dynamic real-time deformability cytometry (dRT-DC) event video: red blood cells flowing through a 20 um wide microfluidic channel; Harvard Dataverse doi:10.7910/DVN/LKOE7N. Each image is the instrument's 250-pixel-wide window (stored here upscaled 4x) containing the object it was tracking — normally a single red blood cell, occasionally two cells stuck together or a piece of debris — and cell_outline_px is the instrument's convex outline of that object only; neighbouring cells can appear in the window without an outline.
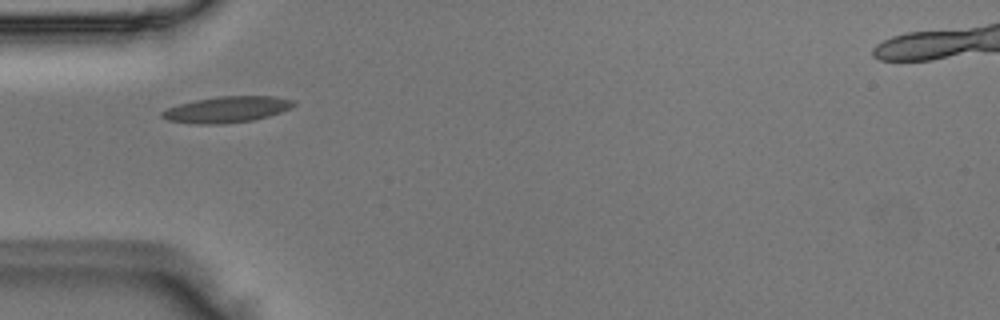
{"species": "Egyptian fruit bat (a non-hibernating species)", "species_latin": "Rousettus aegyptiacus", "temperature_condition": "room temperature", "stored_images_in_passage": 3, "camera_frame_rate_fps": 3000, "um_per_image_px": 0.085, "animal": {"sex": "male"}, "frame": {"image": 1, "passage_image": 2, "time_ms": 0.333, "image_size_px": [1000, 320], "cell_outline_px": [[296, 104], [280, 112], [268, 116], [252, 120], [216, 124], [196, 124], [168, 120], [160, 116], [160, 112], [168, 108], [180, 104], [196, 100], [220, 96], [272, 96], [292, 100]], "centroid_in_image_um": [19.25, 9.3], "position_along_channel_um": 65.8, "area_um2": 19.65}}
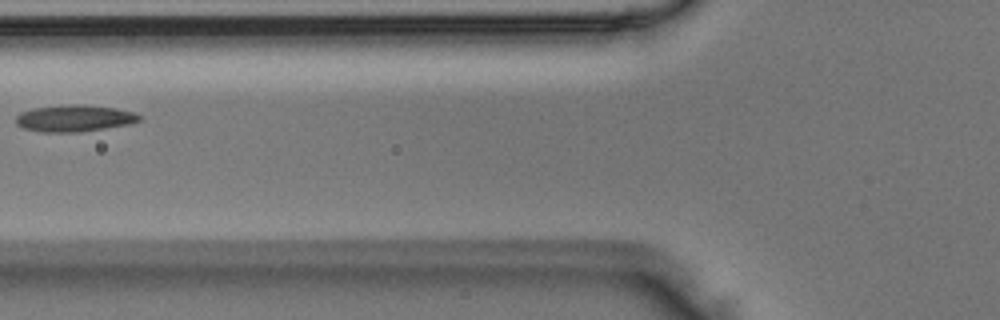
{"frame": {"image": 2, "passage_image": 3, "time_ms": 0.667, "image_size_px": [1000, 320], "cell_outline_px": [[144, 120], [132, 124], [76, 132], [40, 132], [24, 128], [16, 124], [16, 116], [20, 112], [32, 108], [68, 104], [84, 104], [116, 108], [132, 112], [144, 116]], "centroid_in_image_um": [6.36, 10.04], "position_along_channel_um": 119.4, "area_um2": 19.48}}